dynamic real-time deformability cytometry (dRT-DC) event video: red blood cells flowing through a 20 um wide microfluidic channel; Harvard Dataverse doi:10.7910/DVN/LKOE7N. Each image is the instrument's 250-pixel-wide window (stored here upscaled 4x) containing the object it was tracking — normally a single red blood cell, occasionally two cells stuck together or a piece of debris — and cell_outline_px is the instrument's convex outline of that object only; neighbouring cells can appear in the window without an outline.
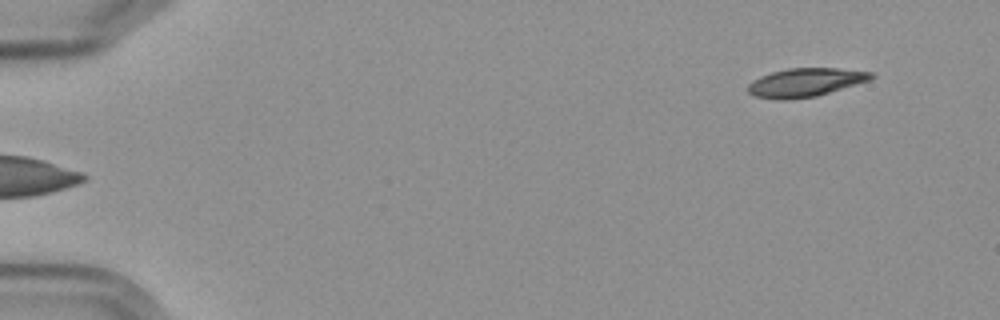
{"species": "Egyptian fruit bat (a non-hibernating species)", "species_latin": "Rousettus aegyptiacus", "temperature_condition": "cold", "stored_images_in_passage": 5, "camera_frame_rate_fps": 3000, "um_per_image_px": 0.085, "frame": {"image": 1, "passage_image": 5, "time_ms": 5.333, "image_size_px": [1000, 320], "cell_outline_px": [[876, 76], [872, 80], [816, 96], [788, 100], [776, 100], [756, 96], [748, 92], [748, 84], [752, 80], [760, 76], [772, 72], [788, 68], [836, 68], [872, 72]], "centroid_in_image_um": [68.47, 7.01], "position_along_channel_um": 16.5, "area_um2": 20.63}}